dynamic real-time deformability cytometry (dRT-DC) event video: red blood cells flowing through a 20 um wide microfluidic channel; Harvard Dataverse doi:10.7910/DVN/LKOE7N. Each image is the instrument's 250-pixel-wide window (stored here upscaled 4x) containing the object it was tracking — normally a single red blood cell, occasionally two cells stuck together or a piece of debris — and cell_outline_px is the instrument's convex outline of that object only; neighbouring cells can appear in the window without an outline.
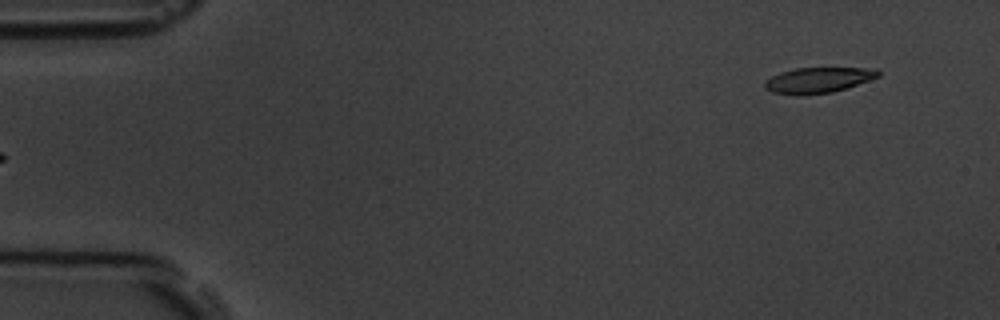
{"species": "common noctule bat (a hibernating species)", "species_latin": "Nyctalus noctula", "temperature_condition": "room temperature", "stored_images_in_passage": 5, "camera_frame_rate_fps": 3000, "um_per_image_px": 0.085, "animal": {"sex": "male", "body_mass_g": 19.5, "forearm_length_mm": 54.6}, "frame": {"image": 1, "passage_image": 5, "time_ms": 4.667, "image_size_px": [1000, 320], "cell_outline_px": [[880, 76], [832, 92], [800, 96], [772, 92], [764, 88], [764, 80], [780, 72], [796, 68], [876, 68], [880, 72]], "centroid_in_image_um": [69.49, 6.81], "position_along_channel_um": 15.5, "area_um2": 16.88}}